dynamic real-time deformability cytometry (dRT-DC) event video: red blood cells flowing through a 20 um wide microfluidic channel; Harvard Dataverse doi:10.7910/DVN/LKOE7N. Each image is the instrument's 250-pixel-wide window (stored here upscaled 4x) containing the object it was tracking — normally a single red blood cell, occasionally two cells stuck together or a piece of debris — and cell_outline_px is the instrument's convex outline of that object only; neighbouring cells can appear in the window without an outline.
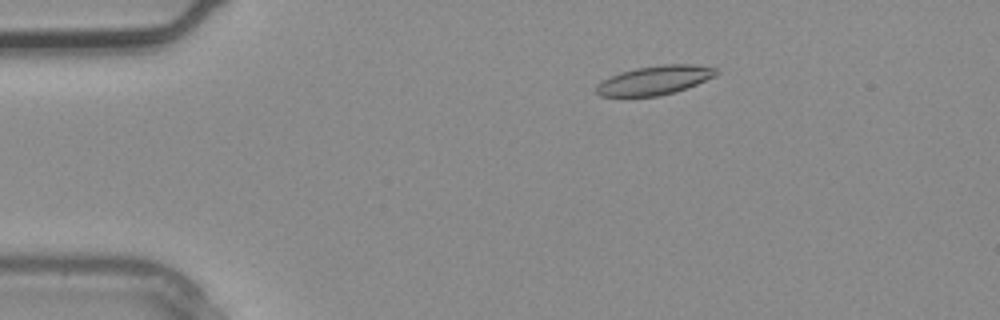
{"species": "common noctule bat (a hibernating species)", "species_latin": "Nyctalus noctula", "temperature_condition": "warm", "stored_images_in_passage": 2, "camera_frame_rate_fps": 3000, "um_per_image_px": 0.085, "animal": {"sex": "male", "body_mass_g": 20.4}, "frame": {"image": 1, "passage_image": 1, "time_ms": 0.0, "image_size_px": [1000, 320], "cell_outline_px": [[720, 72], [716, 76], [676, 92], [656, 96], [600, 96], [596, 92], [596, 84], [620, 72], [636, 68], [664, 64], [692, 64], [716, 68]], "centroid_in_image_um": [55.67, 6.81], "position_along_channel_um": 29.3, "area_um2": 20.17}}